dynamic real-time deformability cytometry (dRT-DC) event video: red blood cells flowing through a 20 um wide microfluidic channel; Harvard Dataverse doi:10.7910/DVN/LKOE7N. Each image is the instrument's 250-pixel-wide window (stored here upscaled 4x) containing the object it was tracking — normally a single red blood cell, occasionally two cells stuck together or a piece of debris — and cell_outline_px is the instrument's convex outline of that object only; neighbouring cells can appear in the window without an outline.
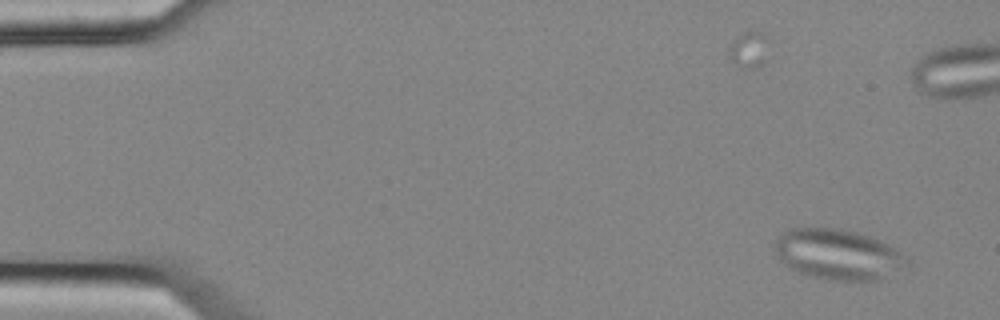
{"species": "common noctule bat (a hibernating species)", "species_latin": "Nyctalus noctula", "temperature_condition": "cold", "stored_images_in_passage": 7, "camera_frame_rate_fps": 3000, "um_per_image_px": 0.085, "animal": {"sex": "female", "body_mass_g": 25.1}, "frame": {"image": 1, "passage_image": 2, "time_ms": 0.333, "image_size_px": [1000, 320], "cell_outline_px": [[908, 268], [880, 280], [828, 280], [796, 272], [784, 264], [776, 256], [776, 236], [792, 228], [840, 228], [856, 232], [868, 236], [888, 244], [908, 256]], "centroid_in_image_um": [71.27, 21.64], "position_along_channel_um": 13.7, "area_um2": 39.13}}